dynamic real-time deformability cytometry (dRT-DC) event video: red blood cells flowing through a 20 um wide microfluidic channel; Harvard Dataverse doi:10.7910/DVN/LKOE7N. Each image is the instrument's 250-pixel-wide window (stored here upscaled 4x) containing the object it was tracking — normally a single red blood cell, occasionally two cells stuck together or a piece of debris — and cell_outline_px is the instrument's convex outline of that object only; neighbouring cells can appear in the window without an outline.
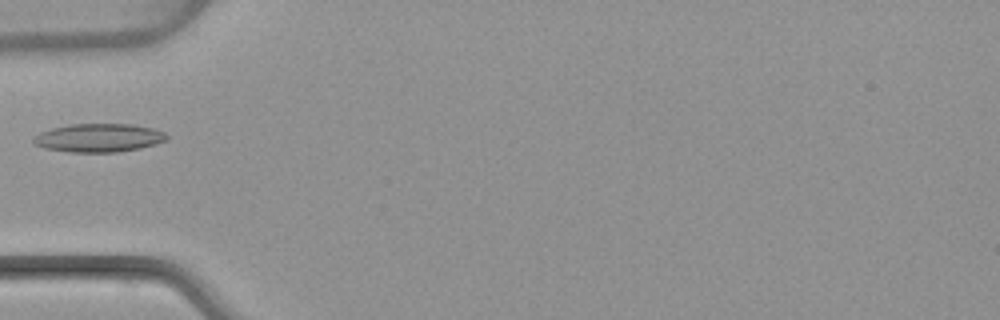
{"species": "common noctule bat (a hibernating species)", "species_latin": "Nyctalus noctula", "temperature_condition": "warm", "stored_images_in_passage": 6, "camera_frame_rate_fps": 3000, "um_per_image_px": 0.085, "animal": {"sex": "female", "body_mass_g": 22.7, "forearm_length_mm": 54.2}, "frame": {"image": 1, "passage_image": 5, "time_ms": 5.333, "image_size_px": [1000, 320], "cell_outline_px": [[168, 140], [156, 144], [140, 148], [116, 152], [68, 152], [44, 148], [36, 144], [32, 140], [32, 136], [40, 132], [52, 128], [72, 124], [132, 124], [156, 128], [164, 132], [168, 136]], "centroid_in_image_um": [8.42, 11.71], "position_along_channel_um": 76.6, "area_um2": 22.25}}
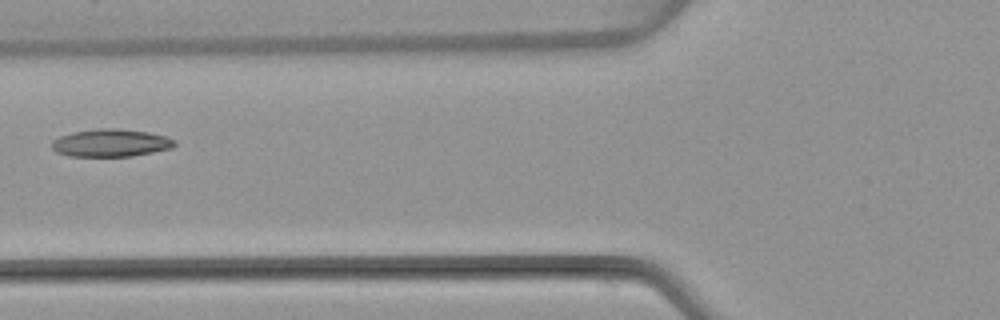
{"frame": {"image": 2, "passage_image": 6, "time_ms": 6.333, "image_size_px": [1000, 320], "cell_outline_px": [[176, 144], [172, 148], [132, 156], [68, 156], [56, 152], [52, 148], [52, 140], [60, 136], [72, 132], [96, 128], [116, 128], [148, 132], [164, 136], [176, 140]], "centroid_in_image_um": [9.4, 12.14], "position_along_channel_um": 116.4, "area_um2": 19.83}}